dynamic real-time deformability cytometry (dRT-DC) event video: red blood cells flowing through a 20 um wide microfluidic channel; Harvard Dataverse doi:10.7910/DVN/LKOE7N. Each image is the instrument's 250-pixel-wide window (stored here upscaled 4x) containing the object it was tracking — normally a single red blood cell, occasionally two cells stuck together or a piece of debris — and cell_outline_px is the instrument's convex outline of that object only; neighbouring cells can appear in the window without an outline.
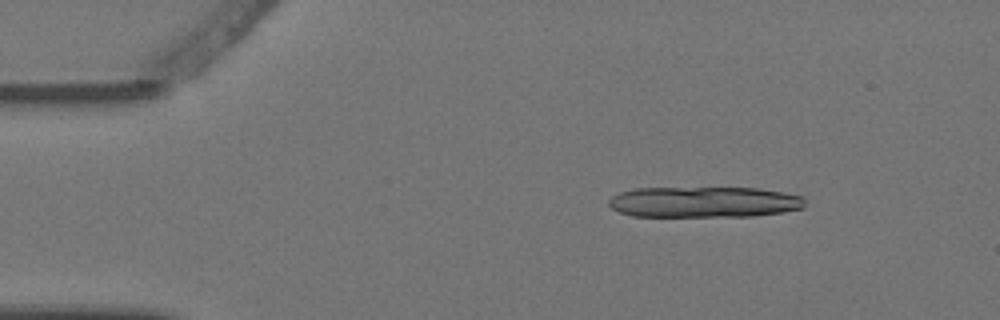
{"species": "Egyptian fruit bat (a non-hibernating species)", "species_latin": "Rousettus aegyptiacus", "temperature_condition": "warm", "stored_images_in_passage": 5, "camera_frame_rate_fps": 3000, "um_per_image_px": 0.085, "animal": {"sex": "female"}, "frame": {"image": 1, "passage_image": 2, "time_ms": 0.333, "image_size_px": [1000, 320], "cell_outline_px": [[804, 208], [784, 212], [752, 216], [632, 216], [620, 212], [612, 208], [608, 204], [608, 200], [612, 196], [620, 192], [636, 188], [756, 188], [784, 192], [804, 196]], "centroid_in_image_um": [59.86, 17.17], "position_along_channel_um": 25.1, "area_um2": 35.37}}